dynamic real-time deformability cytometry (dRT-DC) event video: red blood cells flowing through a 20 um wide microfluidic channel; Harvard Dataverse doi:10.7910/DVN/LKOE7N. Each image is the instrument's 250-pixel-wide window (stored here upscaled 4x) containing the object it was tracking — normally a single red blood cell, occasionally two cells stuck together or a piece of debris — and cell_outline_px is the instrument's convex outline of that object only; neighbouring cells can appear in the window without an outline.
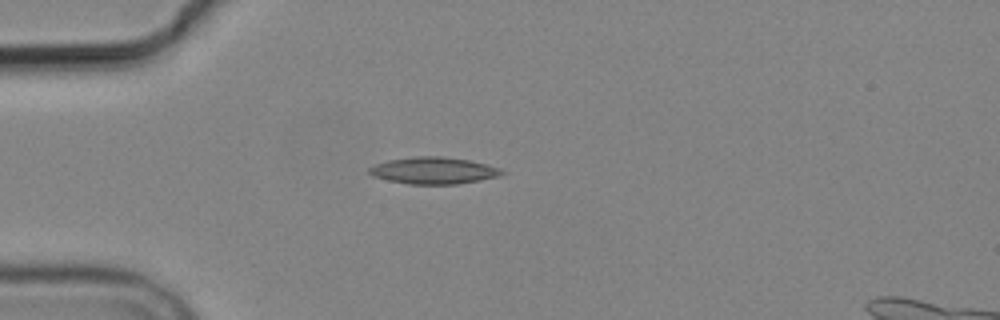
{"species": "common noctule bat (a hibernating species)", "species_latin": "Nyctalus noctula", "temperature_condition": "cold", "stored_images_in_passage": 7, "camera_frame_rate_fps": 3000, "um_per_image_px": 0.085, "animal": {"sex": "male", "body_mass_g": 19.2, "forearm_length_mm": 51.8}, "frame": {"image": 1, "passage_image": 4, "time_ms": 3.667, "image_size_px": [1000, 320], "cell_outline_px": [[508, 172], [500, 176], [480, 180], [456, 184], [408, 184], [388, 180], [372, 176], [368, 172], [368, 168], [376, 164], [388, 160], [416, 156], [444, 156], [468, 160], [500, 168]], "centroid_in_image_um": [36.86, 14.5], "position_along_channel_um": 48.1, "area_um2": 20.75}}
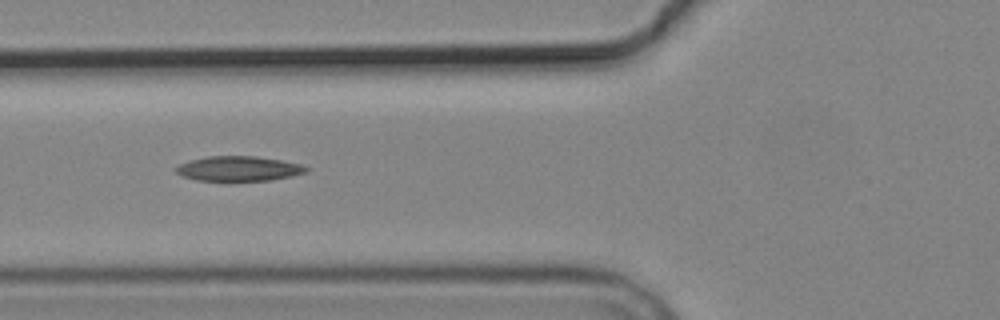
{"frame": {"image": 2, "passage_image": 6, "time_ms": 5.667, "image_size_px": [1000, 320], "cell_outline_px": [[308, 172], [292, 176], [272, 180], [196, 180], [184, 176], [176, 172], [172, 168], [188, 160], [208, 156], [256, 156], [280, 160], [300, 164], [308, 168]], "centroid_in_image_um": [20.27, 14.32], "position_along_channel_um": 105.5, "area_um2": 18.79}}
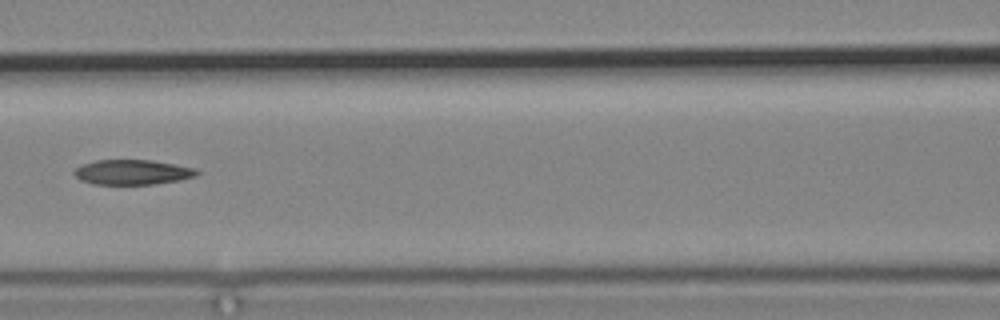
{"frame": {"image": 3, "passage_image": 7, "time_ms": 7.0, "image_size_px": [1000, 320], "cell_outline_px": [[200, 172], [196, 176], [180, 180], [152, 184], [92, 184], [80, 180], [72, 172], [80, 164], [96, 160], [152, 160], [176, 164], [196, 168]], "centroid_in_image_um": [11.25, 14.63], "position_along_channel_um": 155.3, "area_um2": 17.98}}